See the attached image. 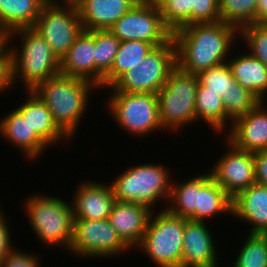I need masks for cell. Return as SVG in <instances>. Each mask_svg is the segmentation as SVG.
Instances as JSON below:
<instances>
[{"label": "cell", "mask_w": 267, "mask_h": 267, "mask_svg": "<svg viewBox=\"0 0 267 267\" xmlns=\"http://www.w3.org/2000/svg\"><path fill=\"white\" fill-rule=\"evenodd\" d=\"M238 36L236 27L221 21L181 27L172 33L177 66L185 72L198 75L211 67L227 63L231 56L229 50Z\"/></svg>", "instance_id": "cell-1"}, {"label": "cell", "mask_w": 267, "mask_h": 267, "mask_svg": "<svg viewBox=\"0 0 267 267\" xmlns=\"http://www.w3.org/2000/svg\"><path fill=\"white\" fill-rule=\"evenodd\" d=\"M93 88V89H92ZM94 83L58 74L37 85L32 91L49 108L58 127L71 139L88 107Z\"/></svg>", "instance_id": "cell-2"}, {"label": "cell", "mask_w": 267, "mask_h": 267, "mask_svg": "<svg viewBox=\"0 0 267 267\" xmlns=\"http://www.w3.org/2000/svg\"><path fill=\"white\" fill-rule=\"evenodd\" d=\"M15 36L21 37L22 46L9 47V42L13 41ZM8 53L11 58L13 85L16 84L15 80L20 79L26 91L33 90L40 83L60 74V60L53 54L45 39L33 28H21L9 33Z\"/></svg>", "instance_id": "cell-3"}, {"label": "cell", "mask_w": 267, "mask_h": 267, "mask_svg": "<svg viewBox=\"0 0 267 267\" xmlns=\"http://www.w3.org/2000/svg\"><path fill=\"white\" fill-rule=\"evenodd\" d=\"M25 212L39 241L69 249L73 238L74 214L70 202L38 193L28 197Z\"/></svg>", "instance_id": "cell-4"}, {"label": "cell", "mask_w": 267, "mask_h": 267, "mask_svg": "<svg viewBox=\"0 0 267 267\" xmlns=\"http://www.w3.org/2000/svg\"><path fill=\"white\" fill-rule=\"evenodd\" d=\"M166 168L151 163L127 168L110 184L115 201L137 203L151 210L161 199L169 201L172 181Z\"/></svg>", "instance_id": "cell-5"}, {"label": "cell", "mask_w": 267, "mask_h": 267, "mask_svg": "<svg viewBox=\"0 0 267 267\" xmlns=\"http://www.w3.org/2000/svg\"><path fill=\"white\" fill-rule=\"evenodd\" d=\"M198 83L197 75L185 72L178 66L171 71L165 85L157 93L163 130L181 132L179 130L187 123H196Z\"/></svg>", "instance_id": "cell-6"}, {"label": "cell", "mask_w": 267, "mask_h": 267, "mask_svg": "<svg viewBox=\"0 0 267 267\" xmlns=\"http://www.w3.org/2000/svg\"><path fill=\"white\" fill-rule=\"evenodd\" d=\"M153 213L155 210L150 215L138 249H141L157 267H181L185 218L164 208L159 214Z\"/></svg>", "instance_id": "cell-7"}, {"label": "cell", "mask_w": 267, "mask_h": 267, "mask_svg": "<svg viewBox=\"0 0 267 267\" xmlns=\"http://www.w3.org/2000/svg\"><path fill=\"white\" fill-rule=\"evenodd\" d=\"M176 66V45L171 38L154 47L142 63L129 69L111 87L119 92L157 94Z\"/></svg>", "instance_id": "cell-8"}, {"label": "cell", "mask_w": 267, "mask_h": 267, "mask_svg": "<svg viewBox=\"0 0 267 267\" xmlns=\"http://www.w3.org/2000/svg\"><path fill=\"white\" fill-rule=\"evenodd\" d=\"M111 95L107 107L116 125L126 133L134 136H144L152 131L163 129L159 117L157 94L126 93L115 91L109 87Z\"/></svg>", "instance_id": "cell-9"}, {"label": "cell", "mask_w": 267, "mask_h": 267, "mask_svg": "<svg viewBox=\"0 0 267 267\" xmlns=\"http://www.w3.org/2000/svg\"><path fill=\"white\" fill-rule=\"evenodd\" d=\"M61 61L83 30L76 5L47 2L33 27Z\"/></svg>", "instance_id": "cell-10"}, {"label": "cell", "mask_w": 267, "mask_h": 267, "mask_svg": "<svg viewBox=\"0 0 267 267\" xmlns=\"http://www.w3.org/2000/svg\"><path fill=\"white\" fill-rule=\"evenodd\" d=\"M129 249L109 219H74L73 238L68 251L76 257L109 258Z\"/></svg>", "instance_id": "cell-11"}, {"label": "cell", "mask_w": 267, "mask_h": 267, "mask_svg": "<svg viewBox=\"0 0 267 267\" xmlns=\"http://www.w3.org/2000/svg\"><path fill=\"white\" fill-rule=\"evenodd\" d=\"M109 30L120 41L140 40L154 47L164 45L172 38V32L162 20L160 7L144 0H140Z\"/></svg>", "instance_id": "cell-12"}, {"label": "cell", "mask_w": 267, "mask_h": 267, "mask_svg": "<svg viewBox=\"0 0 267 267\" xmlns=\"http://www.w3.org/2000/svg\"><path fill=\"white\" fill-rule=\"evenodd\" d=\"M228 151L209 170L212 178L231 197L256 183L254 153L236 148L228 140ZM231 146V147H230ZM230 148V149H229Z\"/></svg>", "instance_id": "cell-13"}, {"label": "cell", "mask_w": 267, "mask_h": 267, "mask_svg": "<svg viewBox=\"0 0 267 267\" xmlns=\"http://www.w3.org/2000/svg\"><path fill=\"white\" fill-rule=\"evenodd\" d=\"M264 104L261 101L246 115L232 122L225 137L236 148L251 153L267 150V108Z\"/></svg>", "instance_id": "cell-14"}, {"label": "cell", "mask_w": 267, "mask_h": 267, "mask_svg": "<svg viewBox=\"0 0 267 267\" xmlns=\"http://www.w3.org/2000/svg\"><path fill=\"white\" fill-rule=\"evenodd\" d=\"M212 237L205 222L185 219L181 267H217Z\"/></svg>", "instance_id": "cell-15"}, {"label": "cell", "mask_w": 267, "mask_h": 267, "mask_svg": "<svg viewBox=\"0 0 267 267\" xmlns=\"http://www.w3.org/2000/svg\"><path fill=\"white\" fill-rule=\"evenodd\" d=\"M152 211L137 203L114 202L108 219L130 250L141 243Z\"/></svg>", "instance_id": "cell-16"}, {"label": "cell", "mask_w": 267, "mask_h": 267, "mask_svg": "<svg viewBox=\"0 0 267 267\" xmlns=\"http://www.w3.org/2000/svg\"><path fill=\"white\" fill-rule=\"evenodd\" d=\"M77 187L71 202L74 219H108L115 202L110 185L86 180Z\"/></svg>", "instance_id": "cell-17"}, {"label": "cell", "mask_w": 267, "mask_h": 267, "mask_svg": "<svg viewBox=\"0 0 267 267\" xmlns=\"http://www.w3.org/2000/svg\"><path fill=\"white\" fill-rule=\"evenodd\" d=\"M140 0H81L76 7L85 31L107 30Z\"/></svg>", "instance_id": "cell-18"}, {"label": "cell", "mask_w": 267, "mask_h": 267, "mask_svg": "<svg viewBox=\"0 0 267 267\" xmlns=\"http://www.w3.org/2000/svg\"><path fill=\"white\" fill-rule=\"evenodd\" d=\"M232 216L250 223V234H267V186L254 183L232 198Z\"/></svg>", "instance_id": "cell-19"}, {"label": "cell", "mask_w": 267, "mask_h": 267, "mask_svg": "<svg viewBox=\"0 0 267 267\" xmlns=\"http://www.w3.org/2000/svg\"><path fill=\"white\" fill-rule=\"evenodd\" d=\"M0 134L6 141L21 150L28 160L31 159L33 161L35 158H40L39 155L43 154L42 151L49 147L31 129L27 117H23L16 109L1 118Z\"/></svg>", "instance_id": "cell-20"}, {"label": "cell", "mask_w": 267, "mask_h": 267, "mask_svg": "<svg viewBox=\"0 0 267 267\" xmlns=\"http://www.w3.org/2000/svg\"><path fill=\"white\" fill-rule=\"evenodd\" d=\"M94 31L82 30L60 61V73L95 84Z\"/></svg>", "instance_id": "cell-21"}, {"label": "cell", "mask_w": 267, "mask_h": 267, "mask_svg": "<svg viewBox=\"0 0 267 267\" xmlns=\"http://www.w3.org/2000/svg\"><path fill=\"white\" fill-rule=\"evenodd\" d=\"M26 101L15 108L23 117H27L31 129L48 145L70 138L58 127L46 104L32 91L28 90Z\"/></svg>", "instance_id": "cell-22"}, {"label": "cell", "mask_w": 267, "mask_h": 267, "mask_svg": "<svg viewBox=\"0 0 267 267\" xmlns=\"http://www.w3.org/2000/svg\"><path fill=\"white\" fill-rule=\"evenodd\" d=\"M237 83L254 93L261 101L267 96V67L250 53L227 60ZM266 95V96H265Z\"/></svg>", "instance_id": "cell-23"}, {"label": "cell", "mask_w": 267, "mask_h": 267, "mask_svg": "<svg viewBox=\"0 0 267 267\" xmlns=\"http://www.w3.org/2000/svg\"><path fill=\"white\" fill-rule=\"evenodd\" d=\"M47 0H0V31L33 28Z\"/></svg>", "instance_id": "cell-24"}, {"label": "cell", "mask_w": 267, "mask_h": 267, "mask_svg": "<svg viewBox=\"0 0 267 267\" xmlns=\"http://www.w3.org/2000/svg\"><path fill=\"white\" fill-rule=\"evenodd\" d=\"M223 213L232 215V198L207 171L201 174V193L199 207L196 209V221L206 222L205 219Z\"/></svg>", "instance_id": "cell-25"}, {"label": "cell", "mask_w": 267, "mask_h": 267, "mask_svg": "<svg viewBox=\"0 0 267 267\" xmlns=\"http://www.w3.org/2000/svg\"><path fill=\"white\" fill-rule=\"evenodd\" d=\"M176 185H175V184ZM201 193V175L193 176L183 183L172 182L170 204L164 206L172 214L196 221V209L199 207Z\"/></svg>", "instance_id": "cell-26"}, {"label": "cell", "mask_w": 267, "mask_h": 267, "mask_svg": "<svg viewBox=\"0 0 267 267\" xmlns=\"http://www.w3.org/2000/svg\"><path fill=\"white\" fill-rule=\"evenodd\" d=\"M195 105L196 121L202 119L216 133L227 132L225 129L231 127L233 121L226 115L221 96L213 91H208V88L200 82L197 87ZM228 121L230 125H228Z\"/></svg>", "instance_id": "cell-27"}, {"label": "cell", "mask_w": 267, "mask_h": 267, "mask_svg": "<svg viewBox=\"0 0 267 267\" xmlns=\"http://www.w3.org/2000/svg\"><path fill=\"white\" fill-rule=\"evenodd\" d=\"M153 48L151 43L140 40L121 41L111 70L104 76L103 88L108 89L129 69L142 63Z\"/></svg>", "instance_id": "cell-28"}, {"label": "cell", "mask_w": 267, "mask_h": 267, "mask_svg": "<svg viewBox=\"0 0 267 267\" xmlns=\"http://www.w3.org/2000/svg\"><path fill=\"white\" fill-rule=\"evenodd\" d=\"M95 85L103 88L104 76L111 70L121 41L109 30H94Z\"/></svg>", "instance_id": "cell-29"}, {"label": "cell", "mask_w": 267, "mask_h": 267, "mask_svg": "<svg viewBox=\"0 0 267 267\" xmlns=\"http://www.w3.org/2000/svg\"><path fill=\"white\" fill-rule=\"evenodd\" d=\"M258 0H219L220 21L238 30L256 23Z\"/></svg>", "instance_id": "cell-30"}, {"label": "cell", "mask_w": 267, "mask_h": 267, "mask_svg": "<svg viewBox=\"0 0 267 267\" xmlns=\"http://www.w3.org/2000/svg\"><path fill=\"white\" fill-rule=\"evenodd\" d=\"M241 246L233 267H267V234H250Z\"/></svg>", "instance_id": "cell-31"}, {"label": "cell", "mask_w": 267, "mask_h": 267, "mask_svg": "<svg viewBox=\"0 0 267 267\" xmlns=\"http://www.w3.org/2000/svg\"><path fill=\"white\" fill-rule=\"evenodd\" d=\"M226 115L234 121L236 118L246 115L254 109L261 100L250 90L244 88L239 83L222 98Z\"/></svg>", "instance_id": "cell-32"}, {"label": "cell", "mask_w": 267, "mask_h": 267, "mask_svg": "<svg viewBox=\"0 0 267 267\" xmlns=\"http://www.w3.org/2000/svg\"><path fill=\"white\" fill-rule=\"evenodd\" d=\"M197 76L199 82L207 87L208 91L218 93L221 98L226 96L232 87L237 84V80L233 77L227 63L204 70Z\"/></svg>", "instance_id": "cell-33"}, {"label": "cell", "mask_w": 267, "mask_h": 267, "mask_svg": "<svg viewBox=\"0 0 267 267\" xmlns=\"http://www.w3.org/2000/svg\"><path fill=\"white\" fill-rule=\"evenodd\" d=\"M193 0H165L159 7L165 26L173 33L191 24Z\"/></svg>", "instance_id": "cell-34"}, {"label": "cell", "mask_w": 267, "mask_h": 267, "mask_svg": "<svg viewBox=\"0 0 267 267\" xmlns=\"http://www.w3.org/2000/svg\"><path fill=\"white\" fill-rule=\"evenodd\" d=\"M240 40L245 42L249 53L267 67V23H254L239 30Z\"/></svg>", "instance_id": "cell-35"}, {"label": "cell", "mask_w": 267, "mask_h": 267, "mask_svg": "<svg viewBox=\"0 0 267 267\" xmlns=\"http://www.w3.org/2000/svg\"><path fill=\"white\" fill-rule=\"evenodd\" d=\"M220 21L219 0H193L191 24Z\"/></svg>", "instance_id": "cell-36"}, {"label": "cell", "mask_w": 267, "mask_h": 267, "mask_svg": "<svg viewBox=\"0 0 267 267\" xmlns=\"http://www.w3.org/2000/svg\"><path fill=\"white\" fill-rule=\"evenodd\" d=\"M14 249L1 262L0 267H40L39 258L29 253Z\"/></svg>", "instance_id": "cell-37"}, {"label": "cell", "mask_w": 267, "mask_h": 267, "mask_svg": "<svg viewBox=\"0 0 267 267\" xmlns=\"http://www.w3.org/2000/svg\"><path fill=\"white\" fill-rule=\"evenodd\" d=\"M5 215L0 208V262L9 255L15 248L12 247L11 234Z\"/></svg>", "instance_id": "cell-38"}, {"label": "cell", "mask_w": 267, "mask_h": 267, "mask_svg": "<svg viewBox=\"0 0 267 267\" xmlns=\"http://www.w3.org/2000/svg\"><path fill=\"white\" fill-rule=\"evenodd\" d=\"M13 85L12 81V70H11V58L7 52L0 59V93L5 92L7 89H11Z\"/></svg>", "instance_id": "cell-39"}, {"label": "cell", "mask_w": 267, "mask_h": 267, "mask_svg": "<svg viewBox=\"0 0 267 267\" xmlns=\"http://www.w3.org/2000/svg\"><path fill=\"white\" fill-rule=\"evenodd\" d=\"M256 183L267 186V150L254 153Z\"/></svg>", "instance_id": "cell-40"}, {"label": "cell", "mask_w": 267, "mask_h": 267, "mask_svg": "<svg viewBox=\"0 0 267 267\" xmlns=\"http://www.w3.org/2000/svg\"><path fill=\"white\" fill-rule=\"evenodd\" d=\"M256 23H267V0L257 1Z\"/></svg>", "instance_id": "cell-41"}, {"label": "cell", "mask_w": 267, "mask_h": 267, "mask_svg": "<svg viewBox=\"0 0 267 267\" xmlns=\"http://www.w3.org/2000/svg\"><path fill=\"white\" fill-rule=\"evenodd\" d=\"M8 52V34L0 31V59Z\"/></svg>", "instance_id": "cell-42"}, {"label": "cell", "mask_w": 267, "mask_h": 267, "mask_svg": "<svg viewBox=\"0 0 267 267\" xmlns=\"http://www.w3.org/2000/svg\"><path fill=\"white\" fill-rule=\"evenodd\" d=\"M48 2H51V3H55V4H66V5H76L78 4L81 0H61V2H59L58 0H47Z\"/></svg>", "instance_id": "cell-43"}, {"label": "cell", "mask_w": 267, "mask_h": 267, "mask_svg": "<svg viewBox=\"0 0 267 267\" xmlns=\"http://www.w3.org/2000/svg\"><path fill=\"white\" fill-rule=\"evenodd\" d=\"M144 1L159 7L165 0H144Z\"/></svg>", "instance_id": "cell-44"}]
</instances>
